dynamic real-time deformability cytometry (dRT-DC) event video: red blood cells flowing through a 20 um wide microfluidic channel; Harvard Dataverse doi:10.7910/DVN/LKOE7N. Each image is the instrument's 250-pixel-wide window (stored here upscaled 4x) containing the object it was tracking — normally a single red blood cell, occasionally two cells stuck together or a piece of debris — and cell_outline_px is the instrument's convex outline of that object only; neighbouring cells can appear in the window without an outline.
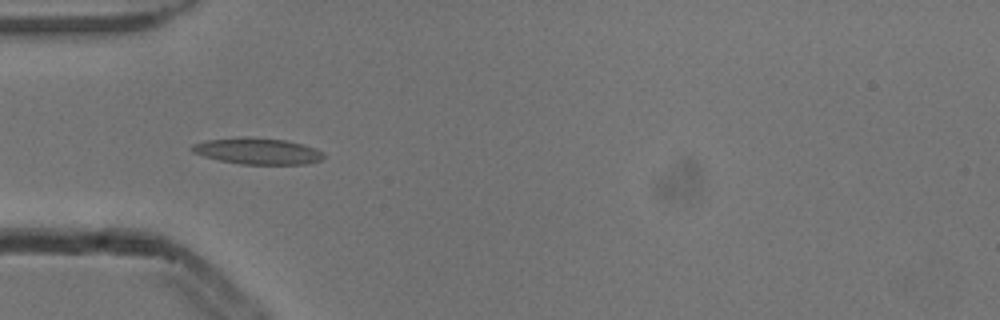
{"species": "common noctule bat (a hibernating species)", "species_latin": "Nyctalus noctula", "temperature_condition": "cold", "stored_images_in_passage": 4, "camera_frame_rate_fps": 3000, "um_per_image_px": 0.085, "animal": {"sex": "male", "body_mass_g": 13.3}, "frame": {"image": 1, "passage_image": 4, "time_ms": 1.0, "image_size_px": [1000, 320], "cell_outline_px": [[324, 156], [320, 160], [308, 164], [240, 164], [220, 160], [204, 156], [192, 152], [188, 148], [192, 144], [208, 140], [244, 136], [288, 140], [316, 148], [324, 152]], "centroid_in_image_um": [21.89, 12.83], "position_along_channel_um": 63.1, "area_um2": 20.35}}